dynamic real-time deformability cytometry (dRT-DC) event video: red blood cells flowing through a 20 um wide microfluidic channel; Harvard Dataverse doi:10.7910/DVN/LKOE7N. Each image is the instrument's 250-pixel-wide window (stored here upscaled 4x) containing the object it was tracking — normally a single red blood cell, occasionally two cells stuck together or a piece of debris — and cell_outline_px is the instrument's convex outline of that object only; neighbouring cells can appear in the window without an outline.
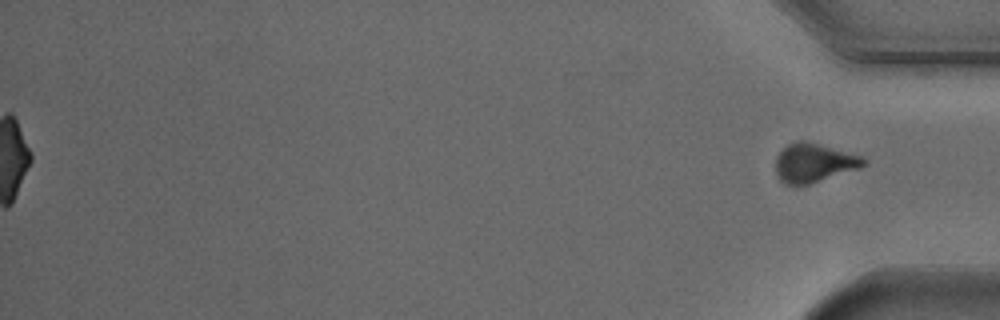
{"species": "Egyptian fruit bat (a non-hibernating species)", "species_latin": "Rousettus aegyptiacus", "temperature_condition": "cold", "stored_images_in_passage": 56, "segment_of_instrument_passage": [2, 2], "camera_frame_rate_fps": 3000, "um_per_image_px": 0.085, "animal": {"sex": "male"}, "frame": {"image": 1, "passage_image": 56, "time_ms": 18.333, "image_size_px": [1000, 320], "cell_outline_px": [[868, 164], [860, 168], [808, 184], [784, 184], [776, 176], [776, 156], [788, 144], [796, 140], [804, 140], [864, 156], [868, 160]], "centroid_in_image_um": [69.21, 13.83], "position_along_channel_um": 366.0, "area_um2": 20.0}}